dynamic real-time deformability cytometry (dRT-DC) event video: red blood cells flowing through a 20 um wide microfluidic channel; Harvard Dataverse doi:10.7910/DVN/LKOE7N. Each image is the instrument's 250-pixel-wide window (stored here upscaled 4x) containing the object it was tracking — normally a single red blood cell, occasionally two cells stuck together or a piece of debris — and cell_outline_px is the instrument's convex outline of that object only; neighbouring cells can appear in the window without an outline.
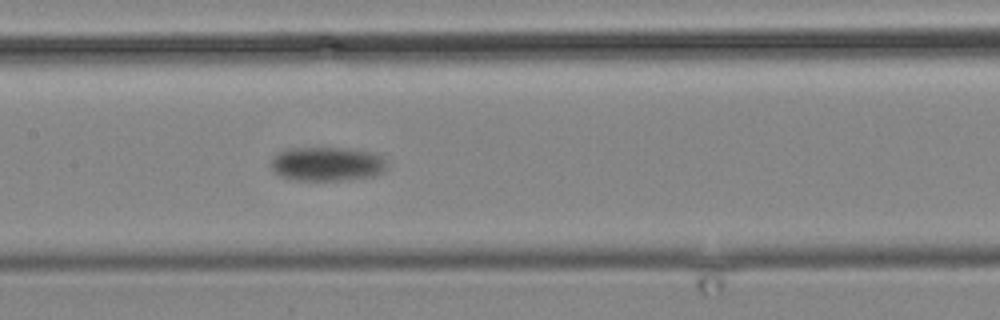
{"species": "common noctule bat (a hibernating species)", "species_latin": "Nyctalus noctula", "temperature_condition": "cold", "stored_images_in_passage": 16, "camera_frame_rate_fps": 3000, "um_per_image_px": 0.085, "animal": {"sex": "male", "body_mass_g": 19.2, "forearm_length_mm": 51.8}, "frame": {"image": 1, "passage_image": 16, "time_ms": 18.333, "image_size_px": [1000, 320], "cell_outline_px": [[384, 168], [380, 172], [372, 176], [340, 180], [296, 180], [272, 172], [272, 160], [280, 152], [288, 148], [348, 148], [376, 152], [384, 160]], "centroid_in_image_um": [27.79, 13.92], "position_along_channel_um": 179.6, "area_um2": 22.66}}